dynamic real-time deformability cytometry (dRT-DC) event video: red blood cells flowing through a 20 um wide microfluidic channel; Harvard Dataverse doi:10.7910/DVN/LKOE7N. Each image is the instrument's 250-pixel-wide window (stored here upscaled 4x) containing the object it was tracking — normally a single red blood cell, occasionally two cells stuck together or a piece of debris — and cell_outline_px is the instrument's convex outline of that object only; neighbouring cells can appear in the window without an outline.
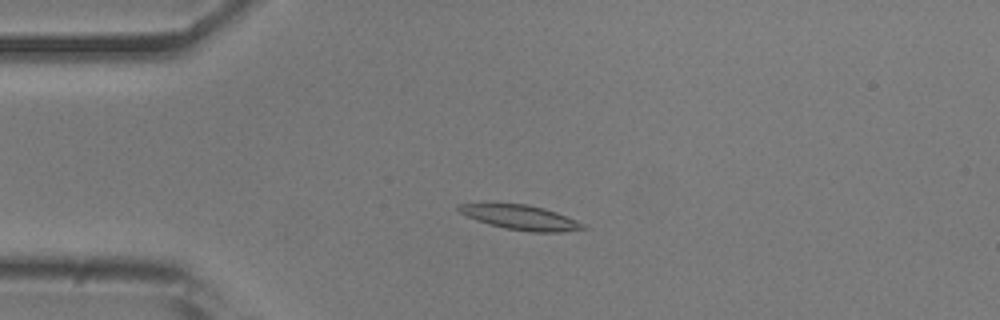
{"species": "common noctule bat (a hibernating species)", "species_latin": "Nyctalus noctula", "temperature_condition": "room temperature", "stored_images_in_passage": 50, "camera_frame_rate_fps": 3000, "um_per_image_px": 0.085, "animal": {"sex": "male", "body_mass_g": 20.5, "forearm_length_mm": 52.5}, "frame": {"image": 1, "passage_image": 10, "time_ms": 3.0, "image_size_px": [1000, 320], "cell_outline_px": [[588, 228], [560, 232], [532, 232], [504, 228], [488, 224], [476, 220], [460, 212], [456, 208], [456, 204], [528, 204], [544, 208], [556, 212], [576, 220], [584, 224]], "centroid_in_image_um": [44.26, 18.49], "position_along_channel_um": 40.7, "area_um2": 17.69}}
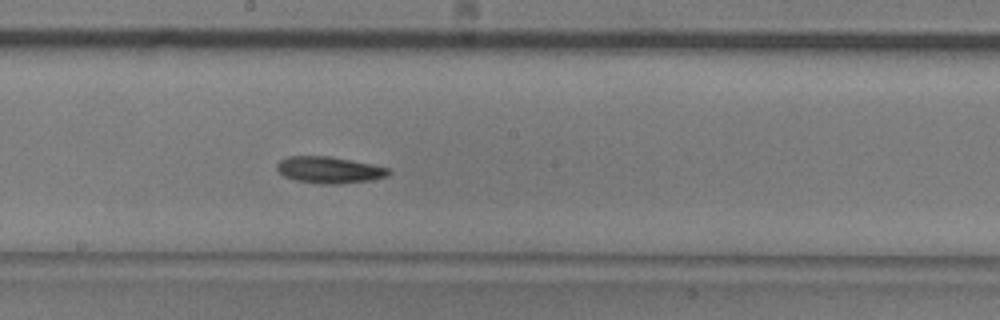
{"frame": {"image": 2, "passage_image": 26, "time_ms": 8.333, "image_size_px": [1000, 320], "cell_outline_px": [[392, 172], [388, 176], [372, 180], [340, 184], [320, 184], [296, 180], [284, 176], [276, 168], [276, 164], [280, 160], [288, 156], [328, 156], [372, 164], [388, 168]], "centroid_in_image_um": [28.0, 14.45], "position_along_channel_um": 220.2, "area_um2": 17.34}}
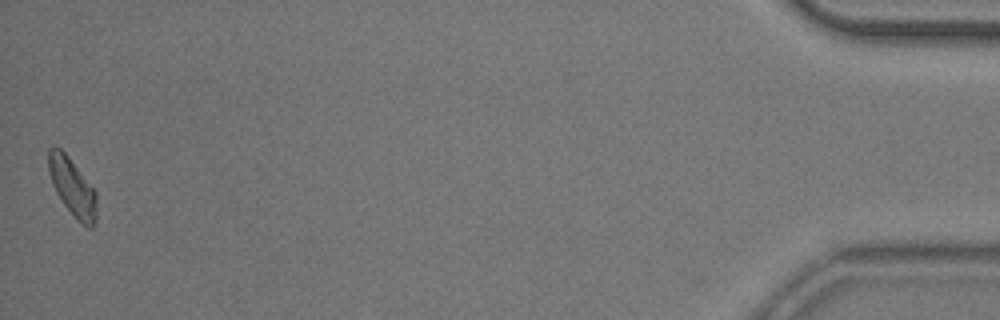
{"frame": {"image": 3, "passage_image": 50, "time_ms": 16.333, "image_size_px": [1000, 320], "cell_outline_px": [[96, 220], [92, 228], [88, 228], [76, 220], [64, 204], [56, 192], [52, 184], [48, 172], [48, 148], [60, 148], [68, 156], [96, 192]], "centroid_in_image_um": [6.15, 15.93], "position_along_channel_um": 429.1, "area_um2": 16.07}, "authors_computed_cell_mechanics": {"area_um2": 16.8487, "velocity_mm_per_s": 3.8085, "shape_relaxation_time_tau1_ms": 11.1301, "shape_relaxation_time_tau2_ms": null, "deformation_change_tau1": 0.1929, "deformation_change_tau2": null}}